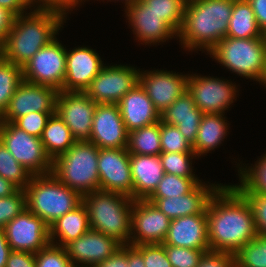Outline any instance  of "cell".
Returning a JSON list of instances; mask_svg holds the SVG:
<instances>
[{"mask_svg": "<svg viewBox=\"0 0 266 267\" xmlns=\"http://www.w3.org/2000/svg\"><path fill=\"white\" fill-rule=\"evenodd\" d=\"M210 251L234 255L258 234L252 208L232 185H221L206 207Z\"/></svg>", "mask_w": 266, "mask_h": 267, "instance_id": "cell-1", "label": "cell"}, {"mask_svg": "<svg viewBox=\"0 0 266 267\" xmlns=\"http://www.w3.org/2000/svg\"><path fill=\"white\" fill-rule=\"evenodd\" d=\"M66 22L65 17L53 11L30 10L15 16L3 44L0 56L23 67L41 48L58 35Z\"/></svg>", "mask_w": 266, "mask_h": 267, "instance_id": "cell-2", "label": "cell"}, {"mask_svg": "<svg viewBox=\"0 0 266 267\" xmlns=\"http://www.w3.org/2000/svg\"><path fill=\"white\" fill-rule=\"evenodd\" d=\"M233 6L234 0H187L177 36L181 48L208 53L227 36Z\"/></svg>", "mask_w": 266, "mask_h": 267, "instance_id": "cell-3", "label": "cell"}, {"mask_svg": "<svg viewBox=\"0 0 266 267\" xmlns=\"http://www.w3.org/2000/svg\"><path fill=\"white\" fill-rule=\"evenodd\" d=\"M90 229L102 232L123 245H130L134 200L117 192L94 191L82 196Z\"/></svg>", "mask_w": 266, "mask_h": 267, "instance_id": "cell-4", "label": "cell"}, {"mask_svg": "<svg viewBox=\"0 0 266 267\" xmlns=\"http://www.w3.org/2000/svg\"><path fill=\"white\" fill-rule=\"evenodd\" d=\"M99 148L89 141H77L52 161V174L81 196L100 190Z\"/></svg>", "mask_w": 266, "mask_h": 267, "instance_id": "cell-5", "label": "cell"}, {"mask_svg": "<svg viewBox=\"0 0 266 267\" xmlns=\"http://www.w3.org/2000/svg\"><path fill=\"white\" fill-rule=\"evenodd\" d=\"M25 193L27 208L48 226L82 203V196L52 173L32 176Z\"/></svg>", "mask_w": 266, "mask_h": 267, "instance_id": "cell-6", "label": "cell"}, {"mask_svg": "<svg viewBox=\"0 0 266 267\" xmlns=\"http://www.w3.org/2000/svg\"><path fill=\"white\" fill-rule=\"evenodd\" d=\"M209 54L232 73L260 83L266 67V39L225 37Z\"/></svg>", "mask_w": 266, "mask_h": 267, "instance_id": "cell-7", "label": "cell"}, {"mask_svg": "<svg viewBox=\"0 0 266 267\" xmlns=\"http://www.w3.org/2000/svg\"><path fill=\"white\" fill-rule=\"evenodd\" d=\"M0 141L32 176L52 172V160L41 138L29 135L13 122L0 121Z\"/></svg>", "mask_w": 266, "mask_h": 267, "instance_id": "cell-8", "label": "cell"}, {"mask_svg": "<svg viewBox=\"0 0 266 267\" xmlns=\"http://www.w3.org/2000/svg\"><path fill=\"white\" fill-rule=\"evenodd\" d=\"M22 73L24 81L60 92L66 74V47L56 37L22 67Z\"/></svg>", "mask_w": 266, "mask_h": 267, "instance_id": "cell-9", "label": "cell"}, {"mask_svg": "<svg viewBox=\"0 0 266 267\" xmlns=\"http://www.w3.org/2000/svg\"><path fill=\"white\" fill-rule=\"evenodd\" d=\"M187 92L203 114H225L239 92L230 80L189 74ZM234 100V101H233Z\"/></svg>", "mask_w": 266, "mask_h": 267, "instance_id": "cell-10", "label": "cell"}, {"mask_svg": "<svg viewBox=\"0 0 266 267\" xmlns=\"http://www.w3.org/2000/svg\"><path fill=\"white\" fill-rule=\"evenodd\" d=\"M140 68L126 65H104L85 93L97 104H118L139 83Z\"/></svg>", "mask_w": 266, "mask_h": 267, "instance_id": "cell-11", "label": "cell"}, {"mask_svg": "<svg viewBox=\"0 0 266 267\" xmlns=\"http://www.w3.org/2000/svg\"><path fill=\"white\" fill-rule=\"evenodd\" d=\"M96 106L97 103L81 91H60L56 98V112L76 141L90 139Z\"/></svg>", "mask_w": 266, "mask_h": 267, "instance_id": "cell-12", "label": "cell"}, {"mask_svg": "<svg viewBox=\"0 0 266 267\" xmlns=\"http://www.w3.org/2000/svg\"><path fill=\"white\" fill-rule=\"evenodd\" d=\"M3 231L11 250L36 254L49 243V226L25 208L7 223Z\"/></svg>", "mask_w": 266, "mask_h": 267, "instance_id": "cell-13", "label": "cell"}, {"mask_svg": "<svg viewBox=\"0 0 266 267\" xmlns=\"http://www.w3.org/2000/svg\"><path fill=\"white\" fill-rule=\"evenodd\" d=\"M97 166L100 190L121 193L133 199L130 154L127 148H99Z\"/></svg>", "mask_w": 266, "mask_h": 267, "instance_id": "cell-14", "label": "cell"}, {"mask_svg": "<svg viewBox=\"0 0 266 267\" xmlns=\"http://www.w3.org/2000/svg\"><path fill=\"white\" fill-rule=\"evenodd\" d=\"M171 219L148 200H134L130 245L162 244Z\"/></svg>", "mask_w": 266, "mask_h": 267, "instance_id": "cell-15", "label": "cell"}, {"mask_svg": "<svg viewBox=\"0 0 266 267\" xmlns=\"http://www.w3.org/2000/svg\"><path fill=\"white\" fill-rule=\"evenodd\" d=\"M58 92L52 87L23 80L16 88L7 109L0 116V121L14 122L31 112H56Z\"/></svg>", "mask_w": 266, "mask_h": 267, "instance_id": "cell-16", "label": "cell"}, {"mask_svg": "<svg viewBox=\"0 0 266 267\" xmlns=\"http://www.w3.org/2000/svg\"><path fill=\"white\" fill-rule=\"evenodd\" d=\"M189 74L168 70H145L139 72V83L161 113L187 91Z\"/></svg>", "mask_w": 266, "mask_h": 267, "instance_id": "cell-17", "label": "cell"}, {"mask_svg": "<svg viewBox=\"0 0 266 267\" xmlns=\"http://www.w3.org/2000/svg\"><path fill=\"white\" fill-rule=\"evenodd\" d=\"M129 132L117 104H97L89 142L98 148H127Z\"/></svg>", "mask_w": 266, "mask_h": 267, "instance_id": "cell-18", "label": "cell"}, {"mask_svg": "<svg viewBox=\"0 0 266 267\" xmlns=\"http://www.w3.org/2000/svg\"><path fill=\"white\" fill-rule=\"evenodd\" d=\"M125 16L129 20V26L135 34L136 40L141 44L164 43L175 38L178 33L165 21L162 16L149 10L141 0L129 3L125 6Z\"/></svg>", "mask_w": 266, "mask_h": 267, "instance_id": "cell-19", "label": "cell"}, {"mask_svg": "<svg viewBox=\"0 0 266 267\" xmlns=\"http://www.w3.org/2000/svg\"><path fill=\"white\" fill-rule=\"evenodd\" d=\"M121 246L115 239L90 229L64 248L74 267H96Z\"/></svg>", "mask_w": 266, "mask_h": 267, "instance_id": "cell-20", "label": "cell"}, {"mask_svg": "<svg viewBox=\"0 0 266 267\" xmlns=\"http://www.w3.org/2000/svg\"><path fill=\"white\" fill-rule=\"evenodd\" d=\"M99 54L90 47L79 46L66 50V74L61 91H81L90 85L91 81L104 67Z\"/></svg>", "mask_w": 266, "mask_h": 267, "instance_id": "cell-21", "label": "cell"}, {"mask_svg": "<svg viewBox=\"0 0 266 267\" xmlns=\"http://www.w3.org/2000/svg\"><path fill=\"white\" fill-rule=\"evenodd\" d=\"M162 245H172L190 249L210 251L206 209L193 214L172 219Z\"/></svg>", "mask_w": 266, "mask_h": 267, "instance_id": "cell-22", "label": "cell"}, {"mask_svg": "<svg viewBox=\"0 0 266 267\" xmlns=\"http://www.w3.org/2000/svg\"><path fill=\"white\" fill-rule=\"evenodd\" d=\"M221 185V183H209L208 185L205 182H200L187 194L168 198H148L147 200L172 220L202 213L211 196Z\"/></svg>", "mask_w": 266, "mask_h": 267, "instance_id": "cell-23", "label": "cell"}, {"mask_svg": "<svg viewBox=\"0 0 266 267\" xmlns=\"http://www.w3.org/2000/svg\"><path fill=\"white\" fill-rule=\"evenodd\" d=\"M117 105L128 132L160 121V113L140 83L126 93Z\"/></svg>", "mask_w": 266, "mask_h": 267, "instance_id": "cell-24", "label": "cell"}, {"mask_svg": "<svg viewBox=\"0 0 266 267\" xmlns=\"http://www.w3.org/2000/svg\"><path fill=\"white\" fill-rule=\"evenodd\" d=\"M133 200H147L156 190L165 172L160 154H130Z\"/></svg>", "mask_w": 266, "mask_h": 267, "instance_id": "cell-25", "label": "cell"}, {"mask_svg": "<svg viewBox=\"0 0 266 267\" xmlns=\"http://www.w3.org/2000/svg\"><path fill=\"white\" fill-rule=\"evenodd\" d=\"M203 112L195 105L194 99L186 91L169 107L160 113V121L176 126L183 136L193 145Z\"/></svg>", "mask_w": 266, "mask_h": 267, "instance_id": "cell-26", "label": "cell"}, {"mask_svg": "<svg viewBox=\"0 0 266 267\" xmlns=\"http://www.w3.org/2000/svg\"><path fill=\"white\" fill-rule=\"evenodd\" d=\"M90 230L88 212L83 202L49 226L50 243L64 247ZM58 239V240H57Z\"/></svg>", "mask_w": 266, "mask_h": 267, "instance_id": "cell-27", "label": "cell"}, {"mask_svg": "<svg viewBox=\"0 0 266 267\" xmlns=\"http://www.w3.org/2000/svg\"><path fill=\"white\" fill-rule=\"evenodd\" d=\"M228 127L229 123L224 114H203L196 140L192 145L193 151L198 158L201 155H207L209 151L218 148L222 144V141L229 134Z\"/></svg>", "mask_w": 266, "mask_h": 267, "instance_id": "cell-28", "label": "cell"}, {"mask_svg": "<svg viewBox=\"0 0 266 267\" xmlns=\"http://www.w3.org/2000/svg\"><path fill=\"white\" fill-rule=\"evenodd\" d=\"M41 141L45 152L53 161L67 152L77 141L57 112L51 114L43 130Z\"/></svg>", "mask_w": 266, "mask_h": 267, "instance_id": "cell-29", "label": "cell"}, {"mask_svg": "<svg viewBox=\"0 0 266 267\" xmlns=\"http://www.w3.org/2000/svg\"><path fill=\"white\" fill-rule=\"evenodd\" d=\"M226 37L242 39L265 37L247 0H234Z\"/></svg>", "mask_w": 266, "mask_h": 267, "instance_id": "cell-30", "label": "cell"}, {"mask_svg": "<svg viewBox=\"0 0 266 267\" xmlns=\"http://www.w3.org/2000/svg\"><path fill=\"white\" fill-rule=\"evenodd\" d=\"M127 150L129 154H160V121L129 132Z\"/></svg>", "mask_w": 266, "mask_h": 267, "instance_id": "cell-31", "label": "cell"}, {"mask_svg": "<svg viewBox=\"0 0 266 267\" xmlns=\"http://www.w3.org/2000/svg\"><path fill=\"white\" fill-rule=\"evenodd\" d=\"M259 157L251 166L237 164L240 183L233 186L240 193L266 194V153Z\"/></svg>", "mask_w": 266, "mask_h": 267, "instance_id": "cell-32", "label": "cell"}, {"mask_svg": "<svg viewBox=\"0 0 266 267\" xmlns=\"http://www.w3.org/2000/svg\"><path fill=\"white\" fill-rule=\"evenodd\" d=\"M22 81V67L0 56V116L7 109L10 99Z\"/></svg>", "mask_w": 266, "mask_h": 267, "instance_id": "cell-33", "label": "cell"}, {"mask_svg": "<svg viewBox=\"0 0 266 267\" xmlns=\"http://www.w3.org/2000/svg\"><path fill=\"white\" fill-rule=\"evenodd\" d=\"M149 10L162 16L177 33L179 32L185 13L187 0H141Z\"/></svg>", "mask_w": 266, "mask_h": 267, "instance_id": "cell-34", "label": "cell"}, {"mask_svg": "<svg viewBox=\"0 0 266 267\" xmlns=\"http://www.w3.org/2000/svg\"><path fill=\"white\" fill-rule=\"evenodd\" d=\"M237 267H266V236L257 235L235 254Z\"/></svg>", "mask_w": 266, "mask_h": 267, "instance_id": "cell-35", "label": "cell"}, {"mask_svg": "<svg viewBox=\"0 0 266 267\" xmlns=\"http://www.w3.org/2000/svg\"><path fill=\"white\" fill-rule=\"evenodd\" d=\"M0 176L11 181L19 189H25L32 175L26 170L0 141Z\"/></svg>", "mask_w": 266, "mask_h": 267, "instance_id": "cell-36", "label": "cell"}, {"mask_svg": "<svg viewBox=\"0 0 266 267\" xmlns=\"http://www.w3.org/2000/svg\"><path fill=\"white\" fill-rule=\"evenodd\" d=\"M199 178H184L181 176L165 173L156 190L149 198L176 197L189 193L198 183Z\"/></svg>", "mask_w": 266, "mask_h": 267, "instance_id": "cell-37", "label": "cell"}, {"mask_svg": "<svg viewBox=\"0 0 266 267\" xmlns=\"http://www.w3.org/2000/svg\"><path fill=\"white\" fill-rule=\"evenodd\" d=\"M198 159L195 153L161 152L160 159L165 173L184 178H198L193 173L192 159Z\"/></svg>", "mask_w": 266, "mask_h": 267, "instance_id": "cell-38", "label": "cell"}, {"mask_svg": "<svg viewBox=\"0 0 266 267\" xmlns=\"http://www.w3.org/2000/svg\"><path fill=\"white\" fill-rule=\"evenodd\" d=\"M160 144L162 152L194 153L192 144L176 126L160 121Z\"/></svg>", "mask_w": 266, "mask_h": 267, "instance_id": "cell-39", "label": "cell"}, {"mask_svg": "<svg viewBox=\"0 0 266 267\" xmlns=\"http://www.w3.org/2000/svg\"><path fill=\"white\" fill-rule=\"evenodd\" d=\"M36 267H74L62 246L49 243L35 254Z\"/></svg>", "mask_w": 266, "mask_h": 267, "instance_id": "cell-40", "label": "cell"}, {"mask_svg": "<svg viewBox=\"0 0 266 267\" xmlns=\"http://www.w3.org/2000/svg\"><path fill=\"white\" fill-rule=\"evenodd\" d=\"M25 208H27L25 189H18L8 197H0V229H3Z\"/></svg>", "mask_w": 266, "mask_h": 267, "instance_id": "cell-41", "label": "cell"}, {"mask_svg": "<svg viewBox=\"0 0 266 267\" xmlns=\"http://www.w3.org/2000/svg\"><path fill=\"white\" fill-rule=\"evenodd\" d=\"M172 267H198L204 251L163 245Z\"/></svg>", "mask_w": 266, "mask_h": 267, "instance_id": "cell-42", "label": "cell"}, {"mask_svg": "<svg viewBox=\"0 0 266 267\" xmlns=\"http://www.w3.org/2000/svg\"><path fill=\"white\" fill-rule=\"evenodd\" d=\"M55 112H31L17 118L13 123L29 135L41 138L51 114Z\"/></svg>", "mask_w": 266, "mask_h": 267, "instance_id": "cell-43", "label": "cell"}, {"mask_svg": "<svg viewBox=\"0 0 266 267\" xmlns=\"http://www.w3.org/2000/svg\"><path fill=\"white\" fill-rule=\"evenodd\" d=\"M143 255L145 267H172L162 244L135 246Z\"/></svg>", "mask_w": 266, "mask_h": 267, "instance_id": "cell-44", "label": "cell"}, {"mask_svg": "<svg viewBox=\"0 0 266 267\" xmlns=\"http://www.w3.org/2000/svg\"><path fill=\"white\" fill-rule=\"evenodd\" d=\"M249 202L257 234L266 236V194L241 193Z\"/></svg>", "mask_w": 266, "mask_h": 267, "instance_id": "cell-45", "label": "cell"}, {"mask_svg": "<svg viewBox=\"0 0 266 267\" xmlns=\"http://www.w3.org/2000/svg\"><path fill=\"white\" fill-rule=\"evenodd\" d=\"M28 2L31 10L53 11L61 14L66 19L67 14L73 11L72 9L79 7L78 4L80 5L77 0H28Z\"/></svg>", "mask_w": 266, "mask_h": 267, "instance_id": "cell-46", "label": "cell"}, {"mask_svg": "<svg viewBox=\"0 0 266 267\" xmlns=\"http://www.w3.org/2000/svg\"><path fill=\"white\" fill-rule=\"evenodd\" d=\"M235 265L234 255L209 251L204 253L198 267H233Z\"/></svg>", "mask_w": 266, "mask_h": 267, "instance_id": "cell-47", "label": "cell"}, {"mask_svg": "<svg viewBox=\"0 0 266 267\" xmlns=\"http://www.w3.org/2000/svg\"><path fill=\"white\" fill-rule=\"evenodd\" d=\"M5 267H36L35 254L11 250Z\"/></svg>", "mask_w": 266, "mask_h": 267, "instance_id": "cell-48", "label": "cell"}, {"mask_svg": "<svg viewBox=\"0 0 266 267\" xmlns=\"http://www.w3.org/2000/svg\"><path fill=\"white\" fill-rule=\"evenodd\" d=\"M96 267H128V245H123L112 256Z\"/></svg>", "mask_w": 266, "mask_h": 267, "instance_id": "cell-49", "label": "cell"}, {"mask_svg": "<svg viewBox=\"0 0 266 267\" xmlns=\"http://www.w3.org/2000/svg\"><path fill=\"white\" fill-rule=\"evenodd\" d=\"M263 33L266 32V0H247Z\"/></svg>", "mask_w": 266, "mask_h": 267, "instance_id": "cell-50", "label": "cell"}, {"mask_svg": "<svg viewBox=\"0 0 266 267\" xmlns=\"http://www.w3.org/2000/svg\"><path fill=\"white\" fill-rule=\"evenodd\" d=\"M15 15L8 9L0 6V46L3 44L6 35L9 33Z\"/></svg>", "mask_w": 266, "mask_h": 267, "instance_id": "cell-51", "label": "cell"}, {"mask_svg": "<svg viewBox=\"0 0 266 267\" xmlns=\"http://www.w3.org/2000/svg\"><path fill=\"white\" fill-rule=\"evenodd\" d=\"M0 6L8 9L15 16L27 13L30 9L28 0H0Z\"/></svg>", "mask_w": 266, "mask_h": 267, "instance_id": "cell-52", "label": "cell"}, {"mask_svg": "<svg viewBox=\"0 0 266 267\" xmlns=\"http://www.w3.org/2000/svg\"><path fill=\"white\" fill-rule=\"evenodd\" d=\"M128 267H145L143 255L134 245H128Z\"/></svg>", "mask_w": 266, "mask_h": 267, "instance_id": "cell-53", "label": "cell"}, {"mask_svg": "<svg viewBox=\"0 0 266 267\" xmlns=\"http://www.w3.org/2000/svg\"><path fill=\"white\" fill-rule=\"evenodd\" d=\"M11 249L3 229H0V267H5Z\"/></svg>", "mask_w": 266, "mask_h": 267, "instance_id": "cell-54", "label": "cell"}, {"mask_svg": "<svg viewBox=\"0 0 266 267\" xmlns=\"http://www.w3.org/2000/svg\"><path fill=\"white\" fill-rule=\"evenodd\" d=\"M19 188L11 181L0 176V197H8L14 194Z\"/></svg>", "mask_w": 266, "mask_h": 267, "instance_id": "cell-55", "label": "cell"}, {"mask_svg": "<svg viewBox=\"0 0 266 267\" xmlns=\"http://www.w3.org/2000/svg\"><path fill=\"white\" fill-rule=\"evenodd\" d=\"M260 83L266 87V67H265V72H264V75L260 81Z\"/></svg>", "mask_w": 266, "mask_h": 267, "instance_id": "cell-56", "label": "cell"}, {"mask_svg": "<svg viewBox=\"0 0 266 267\" xmlns=\"http://www.w3.org/2000/svg\"><path fill=\"white\" fill-rule=\"evenodd\" d=\"M109 1H111V0H109ZM117 1H119V0H117ZM135 1H137V0H121L122 3L124 2L125 6L128 5L129 3H133ZM115 2H116V0H115Z\"/></svg>", "mask_w": 266, "mask_h": 267, "instance_id": "cell-57", "label": "cell"}, {"mask_svg": "<svg viewBox=\"0 0 266 267\" xmlns=\"http://www.w3.org/2000/svg\"><path fill=\"white\" fill-rule=\"evenodd\" d=\"M80 4L83 3V1L85 2L86 0H77Z\"/></svg>", "mask_w": 266, "mask_h": 267, "instance_id": "cell-58", "label": "cell"}]
</instances>
